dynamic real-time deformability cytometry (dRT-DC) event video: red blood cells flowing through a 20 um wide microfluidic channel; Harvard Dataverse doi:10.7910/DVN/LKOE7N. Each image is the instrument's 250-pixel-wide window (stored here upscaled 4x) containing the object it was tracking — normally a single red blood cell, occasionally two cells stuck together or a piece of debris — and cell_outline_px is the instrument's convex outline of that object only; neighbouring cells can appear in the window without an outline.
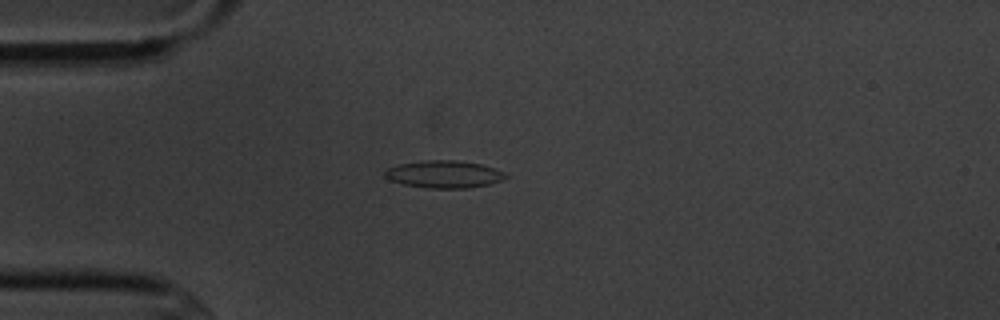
{"species": "common noctule bat (a hibernating species)", "species_latin": "Nyctalus noctula", "temperature_condition": "cold", "stored_images_in_passage": 42, "camera_frame_rate_fps": 3000, "um_per_image_px": 0.085, "animal": {"sex": "male", "body_mass_g": 20.1, "forearm_length_mm": 53.5}, "frame": {"image": 1, "passage_image": 1, "time_ms": 0.0, "image_size_px": [1000, 320], "cell_outline_px": [[508, 176], [500, 180], [488, 184], [468, 188], [432, 188], [404, 184], [388, 180], [384, 176], [384, 172], [388, 168], [400, 164], [424, 160], [456, 160], [480, 164], [504, 172]], "centroid_in_image_um": [37.71, 14.81], "position_along_channel_um": 47.3, "area_um2": 19.02}}
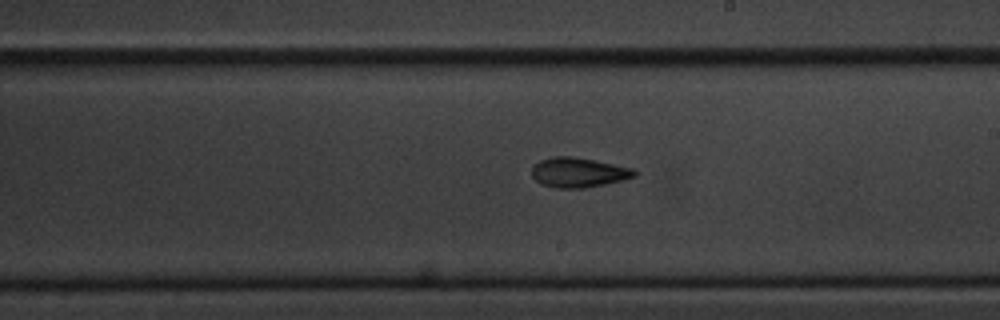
{"frame": {"image": 2, "passage_image": 18, "time_ms": 5.667, "image_size_px": [1000, 320], "cell_outline_px": [[636, 176], [604, 184], [584, 188], [556, 188], [540, 184], [532, 176], [532, 164], [540, 160], [552, 156], [572, 156], [632, 168], [636, 172]], "centroid_in_image_um": [49.1, 14.65], "position_along_channel_um": 239.9, "area_um2": 17.69}}
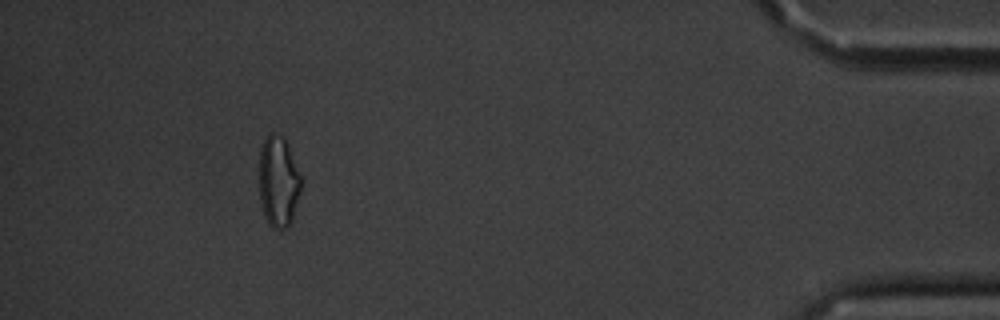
{"frame": {"image": 3, "passage_image": 37, "time_ms": 12.0, "image_size_px": [1000, 320], "cell_outline_px": [[300, 192], [292, 224], [288, 228], [272, 228], [268, 224], [264, 216], [260, 204], [260, 148], [264, 140], [272, 132], [284, 136], [288, 144], [300, 176]], "centroid_in_image_um": [23.66, 15.47], "position_along_channel_um": 411.5, "area_um2": 22.31}, "authors_computed_cell_mechanics": {"area_um2": 18.0625, "velocity_mm_per_s": 3.6324, "shape_relaxation_time_tau1_ms": 3.1122, "shape_relaxation_time_tau2_ms": 5.3861, "deformation_change_tau1": 0.1146, "deformation_change_tau2": 0.1216}}